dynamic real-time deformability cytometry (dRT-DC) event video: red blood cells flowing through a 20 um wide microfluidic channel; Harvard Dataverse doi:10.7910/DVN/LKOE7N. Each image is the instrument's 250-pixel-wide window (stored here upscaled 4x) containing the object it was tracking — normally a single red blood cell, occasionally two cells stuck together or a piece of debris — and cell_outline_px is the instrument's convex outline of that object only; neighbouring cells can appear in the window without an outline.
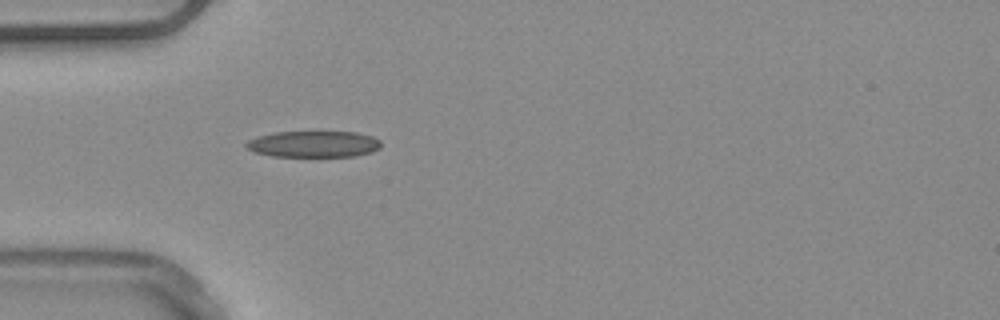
{"species": "common noctule bat (a hibernating species)", "species_latin": "Nyctalus noctula", "temperature_condition": "warm", "stored_images_in_passage": 51, "camera_frame_rate_fps": 3000, "um_per_image_px": 0.085, "animal": {"sex": "male", "body_mass_g": 20.4}, "frame": {"image": 1, "passage_image": 15, "time_ms": 4.667, "image_size_px": [1000, 320], "cell_outline_px": [[380, 148], [372, 152], [356, 156], [272, 156], [252, 152], [244, 148], [244, 144], [248, 140], [256, 136], [276, 132], [356, 132], [372, 136], [380, 140]], "centroid_in_image_um": [26.61, 12.25], "position_along_channel_um": 58.4, "area_um2": 20.87}, "authors_computed_cell_mechanics": {"area_um2": 20.1722, "velocity_mm_per_s": 3.9128, "shape_relaxation_time_tau1_ms": null, "shape_relaxation_time_tau2_ms": 2.9729, "deformation_change_tau1": null, "deformation_change_tau2": 0.1303}}